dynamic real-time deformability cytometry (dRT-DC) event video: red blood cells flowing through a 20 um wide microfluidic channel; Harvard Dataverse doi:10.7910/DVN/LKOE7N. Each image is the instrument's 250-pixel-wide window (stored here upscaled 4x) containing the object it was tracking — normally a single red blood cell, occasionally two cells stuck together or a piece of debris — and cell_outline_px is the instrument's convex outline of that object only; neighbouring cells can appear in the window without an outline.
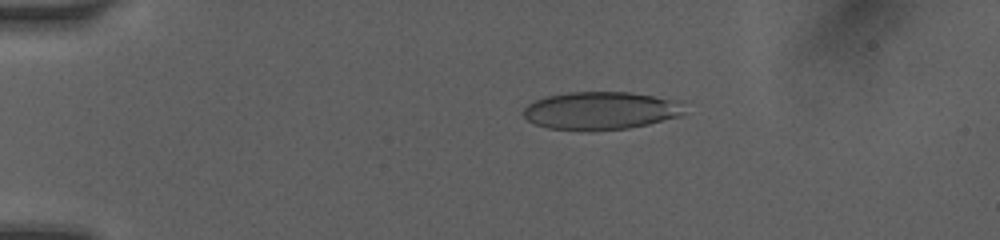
{"species": "human", "species_latin": "Homo sapiens", "temperature_condition": "room temperature", "stored_images_in_passage": 48, "camera_frame_rate_fps": 3000, "um_per_image_px": 0.085, "donor": {"sex": "female"}, "frame": {"image": 1, "passage_image": 14, "time_ms": 3.333, "image_size_px": [1000, 240], "cell_outline_px": [[684, 112], [680, 116], [648, 124], [628, 128], [548, 128], [536, 124], [528, 120], [524, 116], [524, 108], [528, 104], [536, 100], [548, 96], [568, 92], [628, 92], [652, 96], [668, 100]], "centroid_in_image_um": [50.96, 9.38], "position_along_channel_um": 34.0, "area_um2": 33.81}}
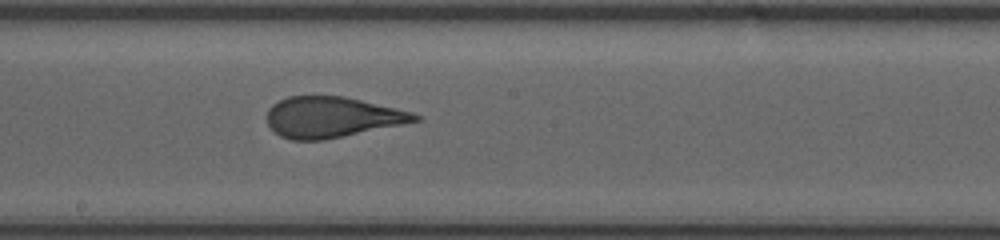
{"frame": {"image": 2, "passage_image": 35, "time_ms": 9.333, "image_size_px": [1000, 240], "cell_outline_px": [[420, 120], [344, 136], [324, 140], [292, 140], [280, 136], [268, 124], [268, 108], [272, 104], [288, 96], [344, 96], [412, 112], [420, 116]], "centroid_in_image_um": [28.18, 9.96], "position_along_channel_um": 220.0, "area_um2": 34.68}}
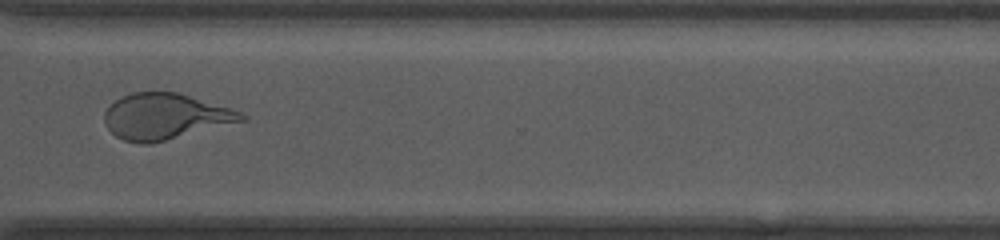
{"frame": {"image": 3, "passage_image": 47, "time_ms": 12.667, "image_size_px": [1000, 240], "cell_outline_px": [[248, 120], [152, 144], [140, 144], [124, 140], [116, 136], [108, 128], [104, 120], [104, 112], [120, 96], [132, 92], [176, 92], [228, 108], [240, 112], [248, 116]], "centroid_in_image_um": [14.03, 9.92], "position_along_channel_um": 356.6, "area_um2": 36.53}}